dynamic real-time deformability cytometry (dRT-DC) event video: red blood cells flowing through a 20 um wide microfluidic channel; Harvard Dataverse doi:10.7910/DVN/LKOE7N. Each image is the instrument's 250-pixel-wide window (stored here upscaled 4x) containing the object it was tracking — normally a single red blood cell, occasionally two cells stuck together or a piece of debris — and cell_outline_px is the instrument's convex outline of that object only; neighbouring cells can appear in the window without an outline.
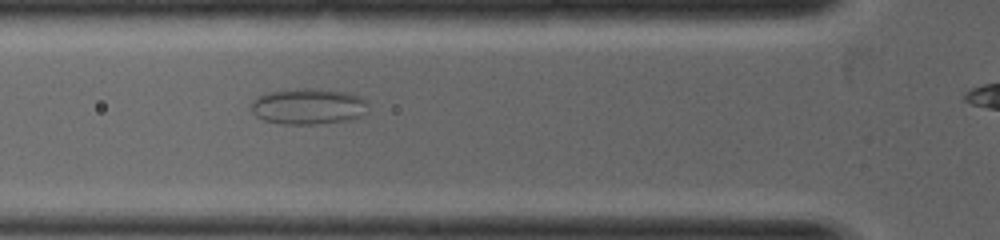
{"species": "common noctule bat (a hibernating species)", "species_latin": "Nyctalus noctula", "temperature_condition": "warm", "stored_images_in_passage": 4, "segment_of_instrument_passage": [1, 2], "camera_frame_rate_fps": 5000, "um_per_image_px": 0.085, "animal": {"sex": "female", "body_mass_g": 19.0, "forearm_length_mm": 53.3}, "frame": {"image": 1, "passage_image": 3, "time_ms": 0.8, "image_size_px": [1000, 240], "cell_outline_px": [[368, 112], [360, 116], [348, 120], [316, 124], [280, 124], [264, 120], [256, 116], [252, 112], [252, 100], [256, 96], [268, 92], [304, 88], [312, 88], [348, 92], [360, 96], [364, 100]], "centroid_in_image_um": [26.18, 9.04], "position_along_channel_um": 99.6, "area_um2": 24.57}}